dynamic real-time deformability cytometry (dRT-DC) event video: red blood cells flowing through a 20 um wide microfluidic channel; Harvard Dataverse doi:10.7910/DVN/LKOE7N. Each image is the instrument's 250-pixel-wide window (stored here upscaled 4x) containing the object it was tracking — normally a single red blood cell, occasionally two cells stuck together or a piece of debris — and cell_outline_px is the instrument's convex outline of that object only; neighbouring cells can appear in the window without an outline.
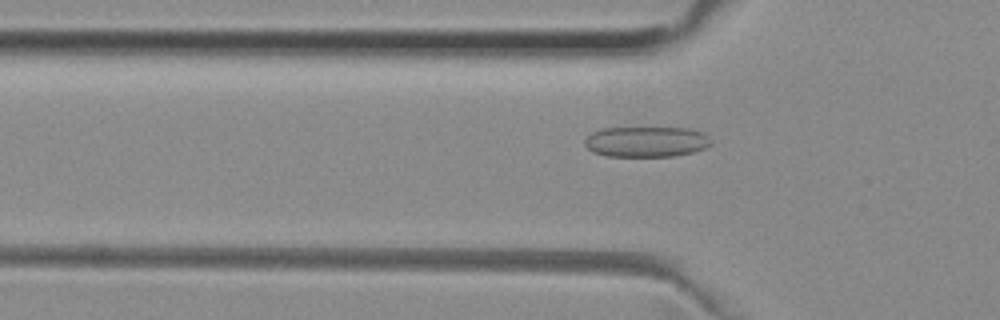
{"species": "common noctule bat (a hibernating species)", "species_latin": "Nyctalus noctula", "temperature_condition": "room temperature", "stored_images_in_passage": 37, "camera_frame_rate_fps": 3000, "um_per_image_px": 0.085, "animal": {"sex": "female", "body_mass_g": 29.2, "forearm_length_mm": 56.3}, "frame": {"image": 1, "passage_image": 2, "time_ms": 0.333, "image_size_px": [1000, 320], "cell_outline_px": [[712, 144], [704, 148], [692, 152], [676, 156], [608, 156], [592, 152], [584, 144], [584, 140], [592, 132], [600, 128], [688, 128], [700, 132], [708, 136], [712, 140]], "centroid_in_image_um": [54.92, 12.04], "position_along_channel_um": 70.9, "area_um2": 22.48}}
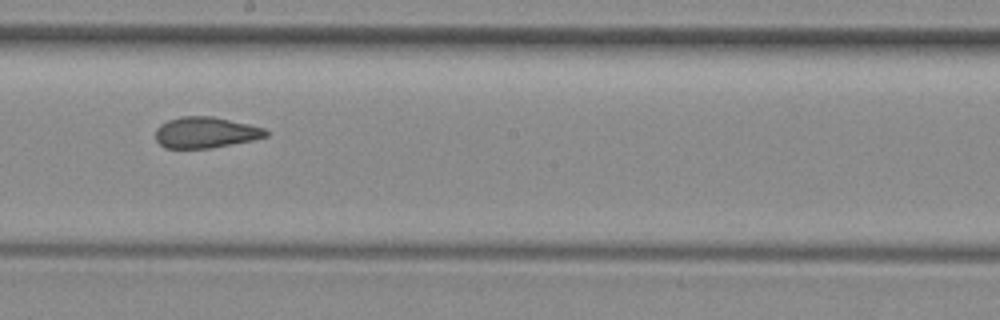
{"frame": {"image": 2, "passage_image": 14, "time_ms": 4.333, "image_size_px": [1000, 320], "cell_outline_px": [[268, 136], [252, 140], [212, 148], [164, 148], [156, 140], [156, 128], [160, 124], [168, 120], [180, 116], [212, 116], [248, 124], [264, 128], [268, 132]], "centroid_in_image_um": [17.45, 11.26], "position_along_channel_um": 230.7, "area_um2": 19.94}}
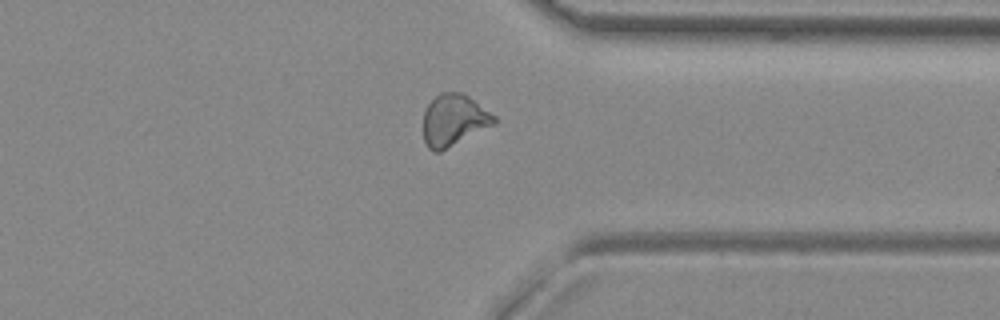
{"frame": {"image": 3, "passage_image": 25, "time_ms": 8.0, "image_size_px": [1000, 320], "cell_outline_px": [[496, 124], [440, 152], [432, 152], [428, 148], [424, 140], [424, 112], [428, 104], [440, 92], [464, 92], [496, 116]], "centroid_in_image_um": [38.59, 10.21], "position_along_channel_um": 372.8, "area_um2": 21.5}, "authors_computed_cell_mechanics": {"area_um2": 20.6346, "velocity_mm_per_s": 3.98, "shape_relaxation_time_tau1_ms": null, "shape_relaxation_time_tau2_ms": 1.5543, "deformation_change_tau1": null, "deformation_change_tau2": 0.0885}}